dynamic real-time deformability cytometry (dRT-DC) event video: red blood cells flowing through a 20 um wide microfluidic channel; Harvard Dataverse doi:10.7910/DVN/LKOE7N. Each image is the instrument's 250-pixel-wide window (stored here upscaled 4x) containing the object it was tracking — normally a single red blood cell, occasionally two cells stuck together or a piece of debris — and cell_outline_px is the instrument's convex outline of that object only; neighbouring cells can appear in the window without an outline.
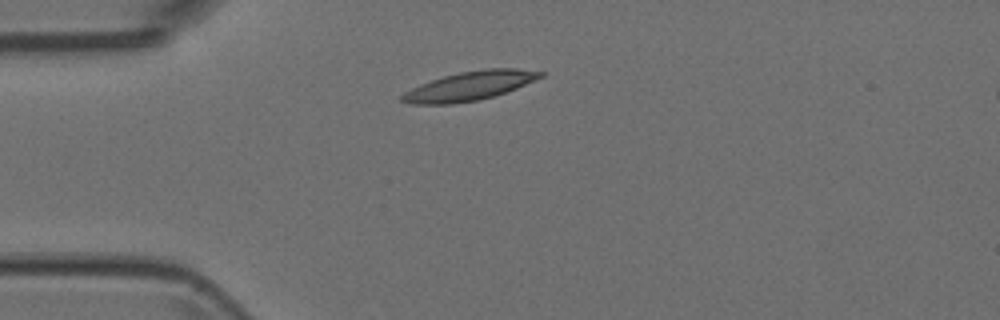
{"species": "Egyptian fruit bat (a non-hibernating species)", "species_latin": "Rousettus aegyptiacus", "temperature_condition": "room temperature", "stored_images_in_passage": 39, "camera_frame_rate_fps": 3000, "um_per_image_px": 0.085, "animal": {"sex": "female"}, "frame": {"image": 1, "passage_image": 1, "time_ms": 0.0, "image_size_px": [1000, 320], "cell_outline_px": [[544, 76], [516, 88], [492, 96], [476, 100], [452, 104], [412, 104], [400, 100], [400, 96], [404, 92], [420, 84], [444, 76], [460, 72], [484, 68], [516, 68], [544, 72]], "centroid_in_image_um": [39.9, 7.29], "position_along_channel_um": 45.1, "area_um2": 23.12}}
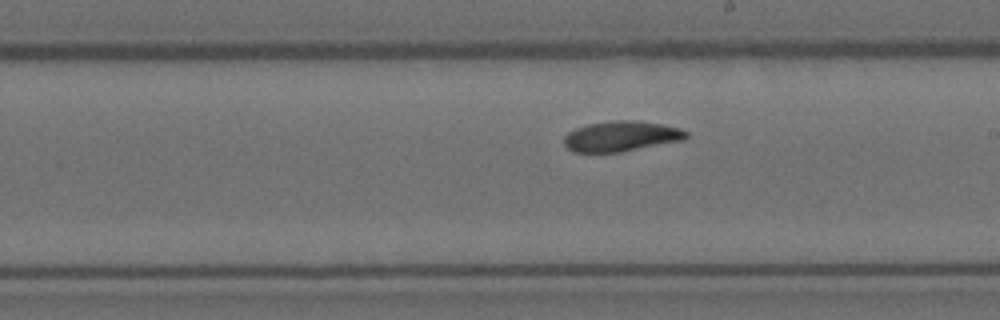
{"frame": {"image": 2, "passage_image": 17, "time_ms": 5.333, "image_size_px": [1000, 320], "cell_outline_px": [[688, 136], [684, 140], [620, 152], [572, 152], [564, 144], [564, 136], [568, 132], [576, 128], [588, 124], [612, 120], [632, 120], [660, 124], [680, 128], [688, 132]], "centroid_in_image_um": [52.79, 11.58], "position_along_channel_um": 236.2, "area_um2": 21.56}}
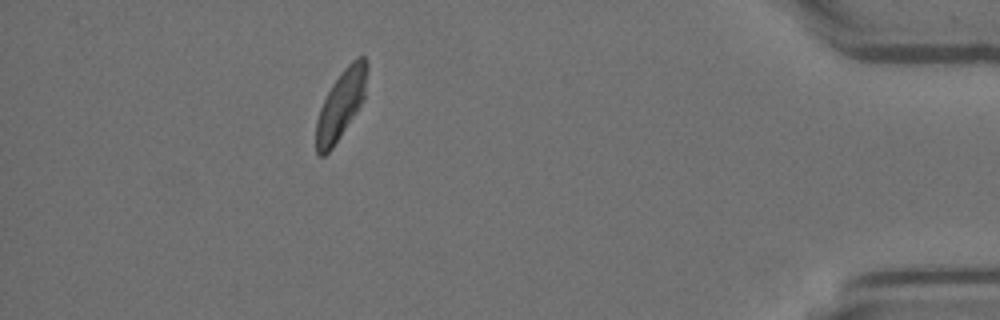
{"frame": {"image": 3, "passage_image": 34, "time_ms": 11.0, "image_size_px": [1000, 320], "cell_outline_px": [[368, 68], [364, 100], [332, 148], [324, 156], [316, 156], [316, 120], [320, 108], [332, 84], [344, 68], [356, 56], [364, 56], [368, 64]], "centroid_in_image_um": [28.98, 8.87], "position_along_channel_um": 406.2, "area_um2": 20.35}}